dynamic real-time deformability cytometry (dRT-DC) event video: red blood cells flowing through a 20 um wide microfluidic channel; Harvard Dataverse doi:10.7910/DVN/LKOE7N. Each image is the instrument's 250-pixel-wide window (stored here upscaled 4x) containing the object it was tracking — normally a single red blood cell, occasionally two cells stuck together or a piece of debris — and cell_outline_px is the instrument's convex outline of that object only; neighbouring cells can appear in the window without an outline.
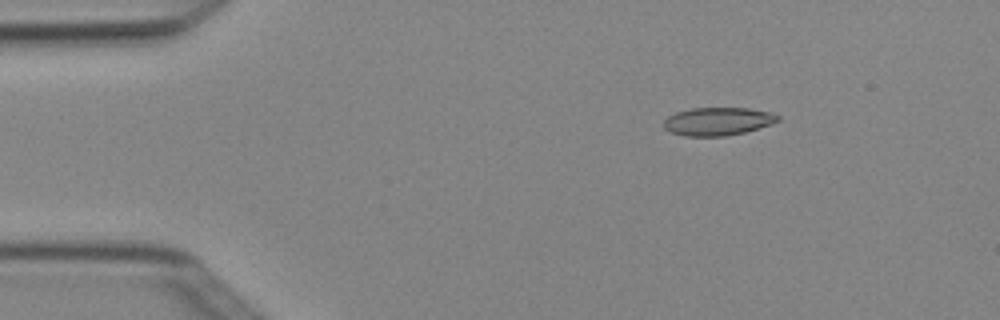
{"species": "Egyptian fruit bat (a non-hibernating species)", "species_latin": "Rousettus aegyptiacus", "temperature_condition": "cold", "stored_images_in_passage": 4, "camera_frame_rate_fps": 3000, "um_per_image_px": 0.085, "animal": {"sex": "female"}, "frame": {"image": 1, "passage_image": 2, "time_ms": 0.333, "image_size_px": [1000, 320], "cell_outline_px": [[780, 120], [772, 124], [744, 132], [724, 136], [684, 136], [672, 132], [664, 128], [664, 120], [668, 116], [676, 112], [692, 108], [748, 108], [768, 112], [780, 116]], "centroid_in_image_um": [61.01, 10.31], "position_along_channel_um": 24.0, "area_um2": 18.55}}
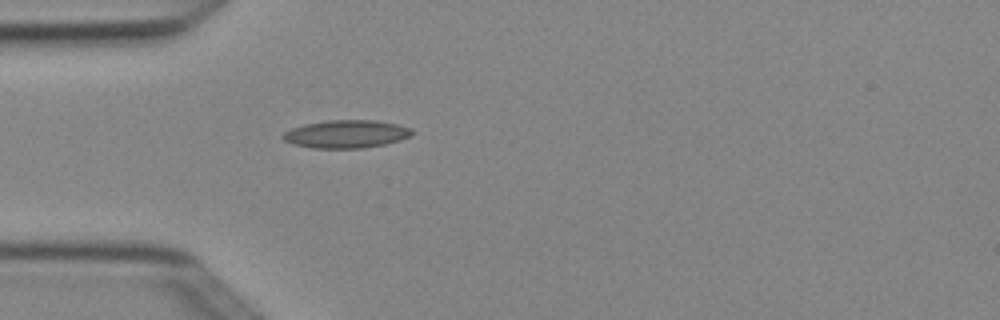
{"frame": {"image": 2, "passage_image": 4, "time_ms": 1.0, "image_size_px": [1000, 320], "cell_outline_px": [[412, 136], [400, 140], [384, 144], [364, 148], [312, 148], [292, 144], [284, 140], [280, 136], [284, 132], [292, 128], [304, 124], [328, 120], [376, 120], [396, 124], [412, 128]], "centroid_in_image_um": [29.42, 11.39], "position_along_channel_um": 55.6, "area_um2": 21.1}}